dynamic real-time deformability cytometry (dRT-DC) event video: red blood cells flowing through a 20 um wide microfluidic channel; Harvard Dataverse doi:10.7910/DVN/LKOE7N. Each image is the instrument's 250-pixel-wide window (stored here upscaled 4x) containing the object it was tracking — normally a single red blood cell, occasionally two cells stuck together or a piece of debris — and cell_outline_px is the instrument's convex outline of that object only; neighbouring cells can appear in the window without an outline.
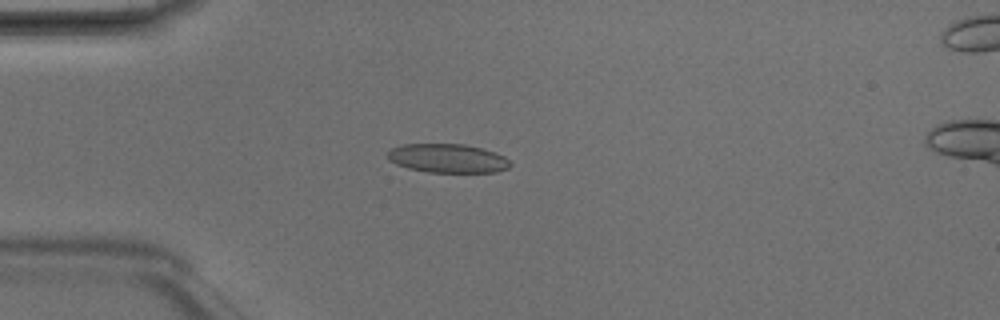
{"species": "Egyptian fruit bat (a non-hibernating species)", "species_latin": "Rousettus aegyptiacus", "temperature_condition": "room temperature", "stored_images_in_passage": 5, "camera_frame_rate_fps": 3000, "um_per_image_px": 0.085, "animal": {"sex": "male"}, "frame": {"image": 1, "passage_image": 4, "time_ms": 1.0, "image_size_px": [1000, 320], "cell_outline_px": [[512, 164], [508, 168], [496, 172], [428, 172], [408, 168], [396, 164], [388, 160], [388, 152], [392, 148], [404, 144], [464, 144], [480, 148], [504, 156]], "centroid_in_image_um": [38.04, 13.46], "position_along_channel_um": 47.0, "area_um2": 20.46}}